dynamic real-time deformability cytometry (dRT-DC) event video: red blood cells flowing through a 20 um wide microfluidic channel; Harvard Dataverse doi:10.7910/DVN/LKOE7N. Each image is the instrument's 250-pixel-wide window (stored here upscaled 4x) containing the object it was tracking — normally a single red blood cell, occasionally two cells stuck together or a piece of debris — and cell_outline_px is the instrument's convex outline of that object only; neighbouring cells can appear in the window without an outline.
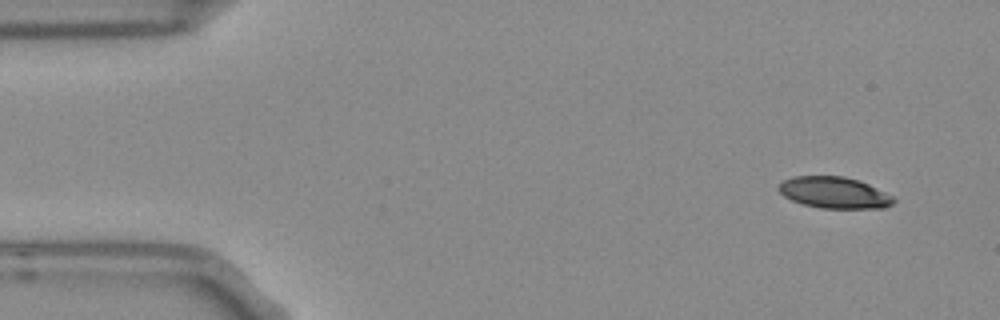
{"species": "Egyptian fruit bat (a non-hibernating species)", "species_latin": "Rousettus aegyptiacus", "temperature_condition": "room temperature", "stored_images_in_passage": 4, "camera_frame_rate_fps": 3000, "um_per_image_px": 0.085, "frame": {"image": 1, "passage_image": 1, "time_ms": 0.0, "image_size_px": [1000, 320], "cell_outline_px": [[896, 200], [892, 204], [884, 208], [820, 208], [804, 204], [792, 200], [784, 196], [776, 188], [784, 180], [792, 176], [844, 176], [860, 180], [892, 196]], "centroid_in_image_um": [70.9, 16.37], "position_along_channel_um": 14.1, "area_um2": 20.98}}